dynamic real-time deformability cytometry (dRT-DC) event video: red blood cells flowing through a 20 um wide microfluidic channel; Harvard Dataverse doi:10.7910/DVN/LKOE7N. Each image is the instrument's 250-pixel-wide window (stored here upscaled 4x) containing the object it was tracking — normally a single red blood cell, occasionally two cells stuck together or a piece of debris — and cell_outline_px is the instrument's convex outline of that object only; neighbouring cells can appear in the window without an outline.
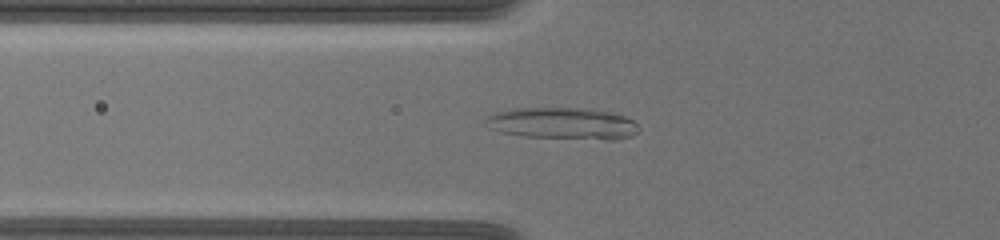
{"species": "common noctule bat (a hibernating species)", "species_latin": "Nyctalus noctula", "temperature_condition": "warm", "stored_images_in_passage": 64, "camera_frame_rate_fps": 3000, "um_per_image_px": 0.085, "animal": {"sex": "female", "body_mass_g": 19.5, "forearm_length_mm": 54.1}, "frame": {"image": 1, "passage_image": 27, "time_ms": 8.667, "image_size_px": [1000, 240], "cell_outline_px": [[640, 132], [632, 136], [616, 140], [608, 140], [520, 136], [500, 132], [492, 128], [484, 120], [484, 116], [492, 112], [512, 108], [592, 108], [624, 116], [632, 120], [640, 128]], "centroid_in_image_um": [47.82, 10.49], "position_along_channel_um": 78.0, "area_um2": 28.78}}
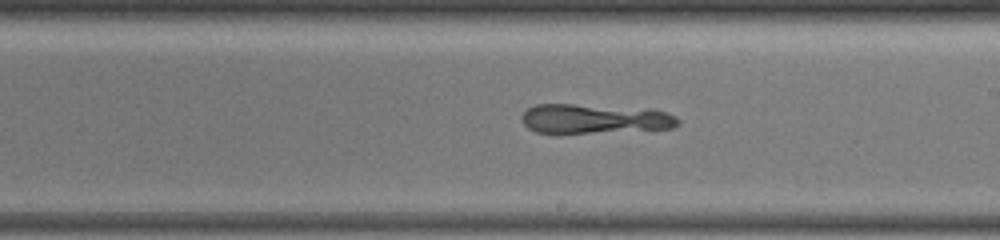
{"frame": {"image": 2, "passage_image": 41, "time_ms": 13.333, "image_size_px": [1000, 240], "cell_outline_px": [[680, 124], [672, 128], [588, 132], [536, 132], [528, 128], [520, 120], [520, 116], [528, 108], [536, 104], [572, 104], [652, 108], [668, 112], [676, 116], [680, 120]], "centroid_in_image_um": [50.56, 10.06], "position_along_channel_um": 238.4, "area_um2": 26.82}}
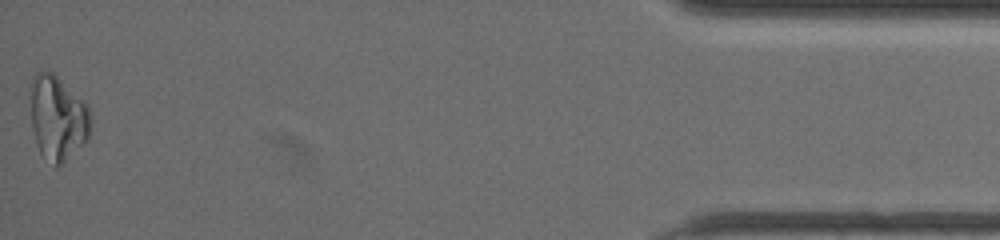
{"frame": {"image": 3, "passage_image": 64, "time_ms": 21.0, "image_size_px": [1000, 240], "cell_outline_px": [[92, 124], [88, 140], [64, 164], [56, 168], [40, 152], [36, 144], [32, 128], [32, 76], [36, 72], [44, 68], [48, 68], [84, 100], [88, 104], [92, 120]], "centroid_in_image_um": [4.95, 10.03], "position_along_channel_um": 430.3, "area_um2": 30.29}}